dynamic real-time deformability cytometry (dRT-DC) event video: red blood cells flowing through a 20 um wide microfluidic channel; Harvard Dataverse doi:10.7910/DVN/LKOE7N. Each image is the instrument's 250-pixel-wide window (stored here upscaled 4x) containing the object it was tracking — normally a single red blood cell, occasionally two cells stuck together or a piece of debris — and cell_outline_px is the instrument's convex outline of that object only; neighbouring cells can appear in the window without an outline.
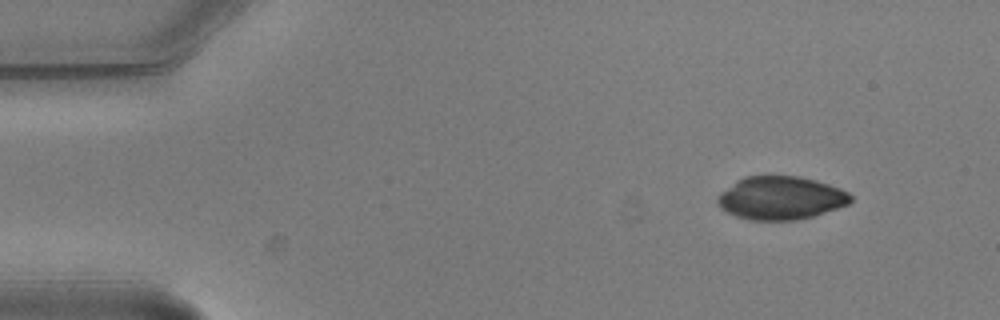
{"species": "common noctule bat (a hibernating species)", "species_latin": "Nyctalus noctula", "temperature_condition": "warm", "stored_images_in_passage": 8, "camera_frame_rate_fps": 3000, "um_per_image_px": 0.085, "animal": {"sex": "male", "body_mass_g": 20.5, "forearm_length_mm": 52.5}, "frame": {"image": 1, "passage_image": 1, "time_ms": 0.0, "image_size_px": [1000, 320], "cell_outline_px": [[852, 200], [848, 204], [812, 216], [796, 220], [752, 220], [736, 216], [720, 208], [716, 200], [716, 196], [720, 192], [736, 180], [744, 176], [800, 176], [816, 180], [840, 188], [848, 192], [852, 196]], "centroid_in_image_um": [66.33, 16.82], "position_along_channel_um": 18.7, "area_um2": 33.52}}